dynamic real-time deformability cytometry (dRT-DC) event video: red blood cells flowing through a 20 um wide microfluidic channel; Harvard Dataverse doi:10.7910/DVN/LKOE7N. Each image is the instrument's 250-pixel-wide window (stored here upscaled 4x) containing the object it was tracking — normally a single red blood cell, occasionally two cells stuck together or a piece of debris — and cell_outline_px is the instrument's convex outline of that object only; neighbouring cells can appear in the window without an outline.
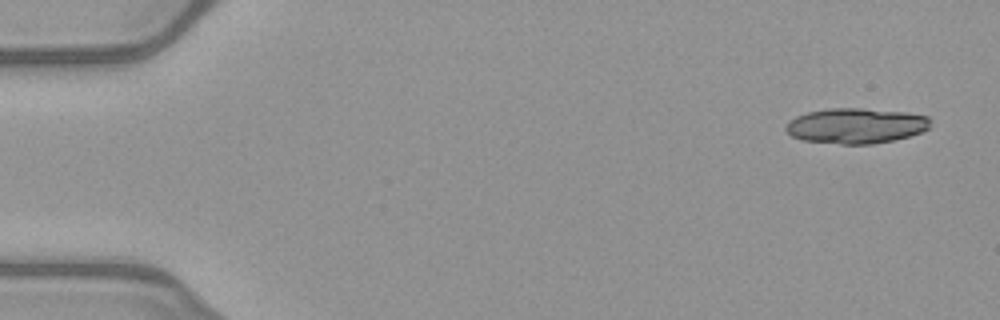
{"species": "common noctule bat (a hibernating species)", "species_latin": "Nyctalus noctula", "temperature_condition": "warm", "stored_images_in_passage": 16, "camera_frame_rate_fps": 3000, "um_per_image_px": 0.085, "animal": {"sex": "female", "body_mass_g": 21.9}, "frame": {"image": 1, "passage_image": 1, "time_ms": 0.0, "image_size_px": [1000, 320], "cell_outline_px": [[932, 120], [928, 128], [920, 132], [908, 136], [892, 140], [872, 144], [840, 144], [800, 140], [784, 132], [784, 124], [788, 120], [796, 116], [808, 112], [828, 108], [860, 108], [904, 112], [928, 116]], "centroid_in_image_um": [72.68, 10.69], "position_along_channel_um": 12.3, "area_um2": 30.0}}